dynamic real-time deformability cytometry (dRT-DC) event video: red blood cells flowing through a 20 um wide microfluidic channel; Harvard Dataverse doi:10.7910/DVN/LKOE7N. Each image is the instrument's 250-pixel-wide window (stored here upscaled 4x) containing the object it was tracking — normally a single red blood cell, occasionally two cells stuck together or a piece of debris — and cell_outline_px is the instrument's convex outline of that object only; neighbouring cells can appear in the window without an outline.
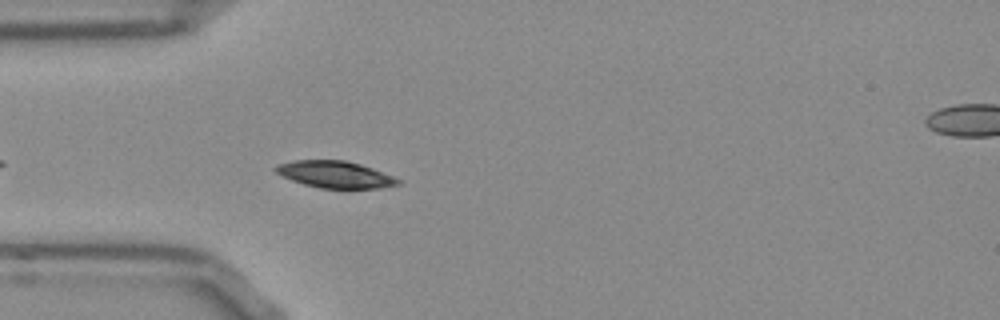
{"species": "Egyptian fruit bat (a non-hibernating species)", "species_latin": "Rousettus aegyptiacus", "temperature_condition": "room temperature", "stored_images_in_passage": 8, "camera_frame_rate_fps": 3000, "um_per_image_px": 0.085, "frame": {"image": 1, "passage_image": 5, "time_ms": 1.333, "image_size_px": [1000, 320], "cell_outline_px": [[400, 184], [380, 188], [320, 188], [304, 184], [292, 180], [276, 172], [272, 168], [276, 164], [292, 160], [344, 160], [360, 164], [372, 168], [392, 176], [400, 180]], "centroid_in_image_um": [28.44, 14.82], "position_along_channel_um": 56.6, "area_um2": 19.02}}